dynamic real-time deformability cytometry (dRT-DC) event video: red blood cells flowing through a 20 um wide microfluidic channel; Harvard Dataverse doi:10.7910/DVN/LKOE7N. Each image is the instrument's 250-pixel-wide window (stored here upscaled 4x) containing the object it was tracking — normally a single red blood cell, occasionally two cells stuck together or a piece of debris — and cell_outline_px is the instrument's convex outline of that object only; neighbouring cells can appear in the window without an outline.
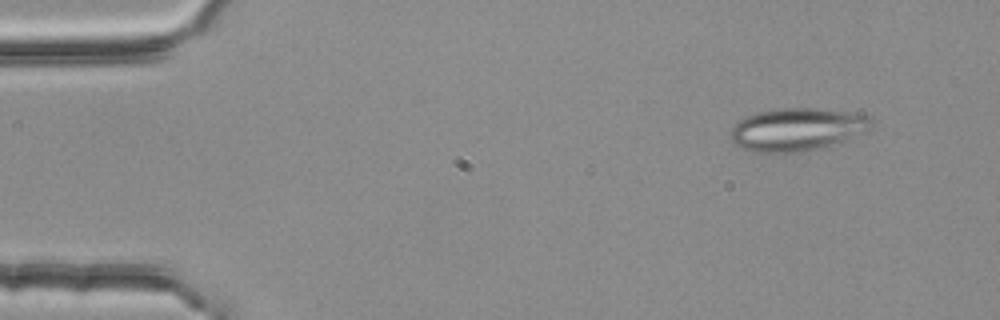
{"species": "common noctule bat (a hibernating species)", "species_latin": "Nyctalus noctula", "temperature_condition": "room temperature", "stored_images_in_passage": 4, "camera_frame_rate_fps": 3000, "um_per_image_px": 0.085, "animal": {"sex": "female", "body_mass_g": 25.1}, "frame": {"image": 1, "passage_image": 2, "time_ms": 0.333, "image_size_px": [1000, 320], "cell_outline_px": [[872, 128], [864, 132], [820, 148], [796, 152], [756, 152], [740, 148], [732, 140], [732, 124], [736, 120], [744, 116], [756, 112], [784, 108], [812, 108], [872, 116]], "centroid_in_image_um": [67.69, 10.99], "position_along_channel_um": 17.3, "area_um2": 34.74}}